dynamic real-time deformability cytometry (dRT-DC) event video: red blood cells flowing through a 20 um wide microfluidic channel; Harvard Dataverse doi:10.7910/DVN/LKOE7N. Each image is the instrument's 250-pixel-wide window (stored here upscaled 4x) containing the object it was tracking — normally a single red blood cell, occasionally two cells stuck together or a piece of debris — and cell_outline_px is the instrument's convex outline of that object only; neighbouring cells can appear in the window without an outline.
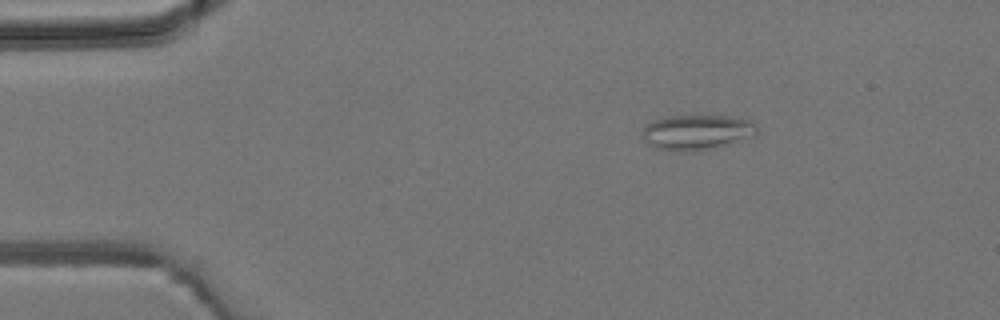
{"species": "common noctule bat (a hibernating species)", "species_latin": "Nyctalus noctula", "temperature_condition": "room temperature", "stored_images_in_passage": 2, "camera_frame_rate_fps": 3000, "um_per_image_px": 0.085, "animal": {"sex": "male", "body_mass_g": 19.2, "forearm_length_mm": 51.8}, "frame": {"image": 1, "passage_image": 2, "time_ms": 2.0, "image_size_px": [1000, 320], "cell_outline_px": [[756, 136], [716, 148], [692, 152], [676, 152], [656, 148], [648, 144], [644, 140], [644, 128], [648, 124], [656, 120], [668, 116], [728, 116], [752, 120], [756, 124]], "centroid_in_image_um": [59.28, 11.26], "position_along_channel_um": 25.7, "area_um2": 23.64}}